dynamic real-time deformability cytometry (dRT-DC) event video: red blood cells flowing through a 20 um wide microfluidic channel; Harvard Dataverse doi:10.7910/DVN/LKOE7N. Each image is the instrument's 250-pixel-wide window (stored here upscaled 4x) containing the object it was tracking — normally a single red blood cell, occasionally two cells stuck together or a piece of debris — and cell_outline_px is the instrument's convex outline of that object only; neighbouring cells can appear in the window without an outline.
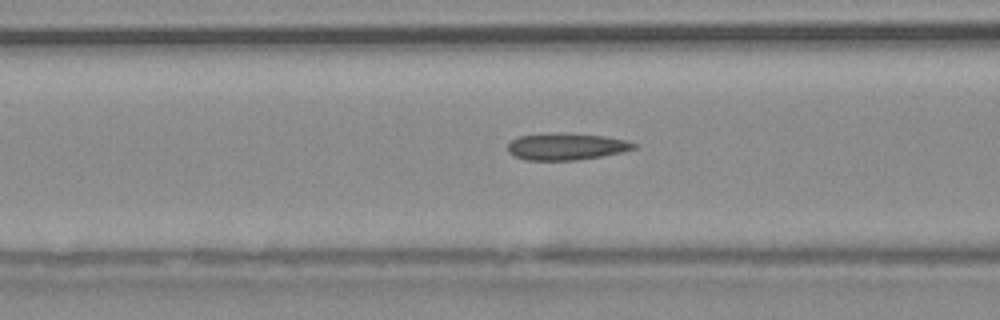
{"species": "common noctule bat (a hibernating species)", "species_latin": "Nyctalus noctula", "temperature_condition": "warm", "stored_images_in_passage": 41, "camera_frame_rate_fps": 3000, "um_per_image_px": 0.085, "animal": {"sex": "male", "body_mass_g": 20.4}, "frame": {"image": 1, "passage_image": 12, "time_ms": 3.667, "image_size_px": [1000, 320], "cell_outline_px": [[640, 144], [636, 148], [620, 152], [600, 156], [576, 160], [524, 160], [508, 152], [508, 144], [512, 140], [520, 136], [604, 136], [628, 140]], "centroid_in_image_um": [48.2, 12.51], "position_along_channel_um": 118.4, "area_um2": 18.5}}
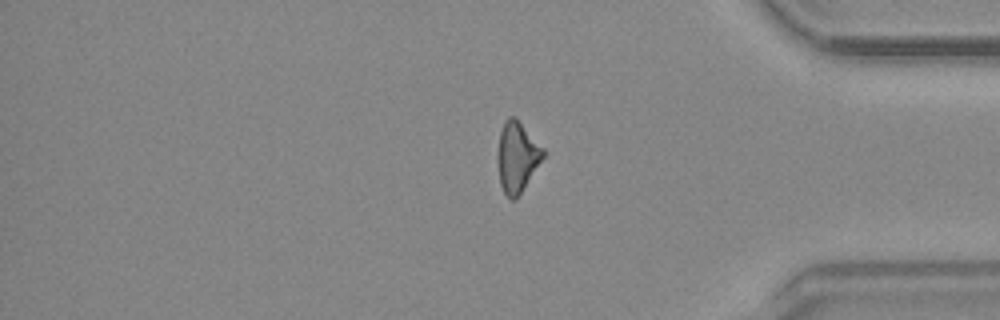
{"frame": {"image": 2, "passage_image": 35, "time_ms": 11.333, "image_size_px": [1000, 320], "cell_outline_px": [[548, 152], [516, 200], [512, 200], [504, 192], [500, 184], [496, 160], [496, 156], [500, 132], [504, 120], [508, 116], [516, 116]], "centroid_in_image_um": [43.96, 13.31], "position_along_channel_um": 391.2, "area_um2": 19.31}}